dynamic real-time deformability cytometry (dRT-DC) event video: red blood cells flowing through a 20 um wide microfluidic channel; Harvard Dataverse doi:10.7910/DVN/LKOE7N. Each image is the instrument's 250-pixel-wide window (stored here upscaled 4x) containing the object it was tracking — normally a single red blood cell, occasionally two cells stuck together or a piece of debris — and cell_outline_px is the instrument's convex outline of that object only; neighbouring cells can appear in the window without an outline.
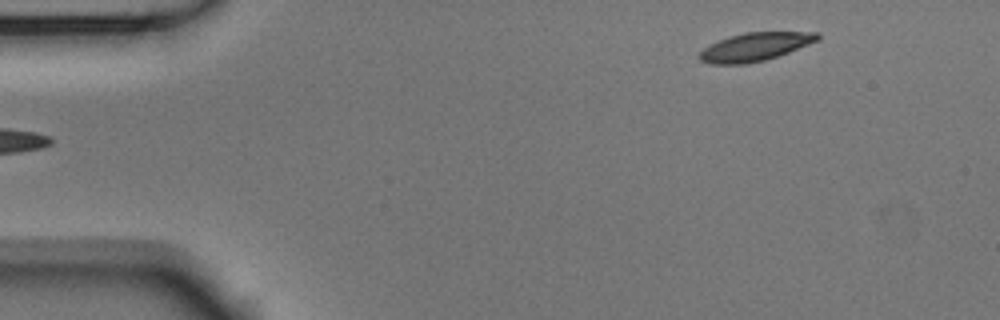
{"species": "Egyptian fruit bat (a non-hibernating species)", "species_latin": "Rousettus aegyptiacus", "temperature_condition": "room temperature", "stored_images_in_passage": 2, "camera_frame_rate_fps": 3000, "um_per_image_px": 0.085, "animal": {"sex": "male"}, "frame": {"image": 1, "passage_image": 2, "time_ms": 0.333, "image_size_px": [1000, 320], "cell_outline_px": [[820, 40], [788, 52], [764, 60], [744, 64], [708, 64], [700, 60], [696, 56], [704, 48], [728, 36], [744, 32], [820, 32]], "centroid_in_image_um": [64.17, 3.98], "position_along_channel_um": 20.8, "area_um2": 19.42}}